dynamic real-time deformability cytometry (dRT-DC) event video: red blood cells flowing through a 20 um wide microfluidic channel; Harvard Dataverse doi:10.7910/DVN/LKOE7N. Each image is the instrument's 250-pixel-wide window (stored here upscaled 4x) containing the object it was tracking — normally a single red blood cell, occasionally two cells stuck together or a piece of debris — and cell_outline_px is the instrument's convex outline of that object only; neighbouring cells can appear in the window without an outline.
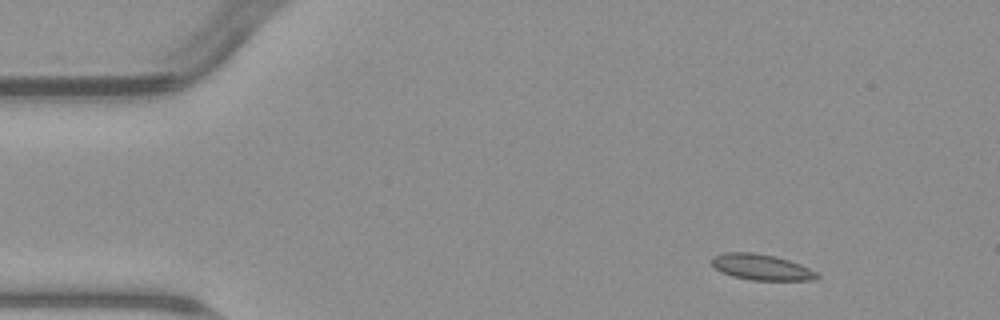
{"species": "common noctule bat (a hibernating species)", "species_latin": "Nyctalus noctula", "temperature_condition": "warm", "stored_images_in_passage": 4, "camera_frame_rate_fps": 3000, "um_per_image_px": 0.085, "animal": {"sex": "male", "body_mass_g": 23.1, "forearm_length_mm": 52.7}, "frame": {"image": 1, "passage_image": 1, "time_ms": 0.0, "image_size_px": [1000, 320], "cell_outline_px": [[820, 276], [816, 280], [752, 280], [732, 276], [716, 268], [712, 264], [712, 256], [724, 252], [756, 252], [776, 256], [800, 264], [816, 272]], "centroid_in_image_um": [64.73, 22.69], "position_along_channel_um": 20.3, "area_um2": 15.84}}
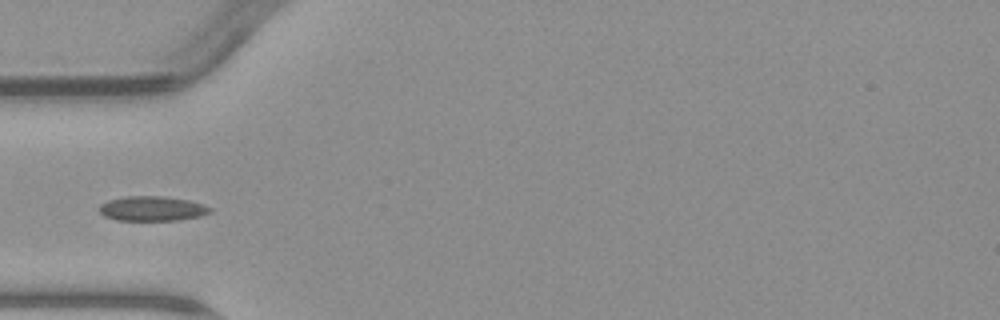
{"frame": {"image": 2, "passage_image": 4, "time_ms": 3.667, "image_size_px": [1000, 320], "cell_outline_px": [[212, 212], [200, 216], [180, 220], [116, 220], [104, 216], [96, 208], [100, 204], [108, 200], [128, 196], [164, 196], [188, 200], [204, 204], [212, 208]], "centroid_in_image_um": [12.93, 17.73], "position_along_channel_um": 72.1, "area_um2": 16.13}}